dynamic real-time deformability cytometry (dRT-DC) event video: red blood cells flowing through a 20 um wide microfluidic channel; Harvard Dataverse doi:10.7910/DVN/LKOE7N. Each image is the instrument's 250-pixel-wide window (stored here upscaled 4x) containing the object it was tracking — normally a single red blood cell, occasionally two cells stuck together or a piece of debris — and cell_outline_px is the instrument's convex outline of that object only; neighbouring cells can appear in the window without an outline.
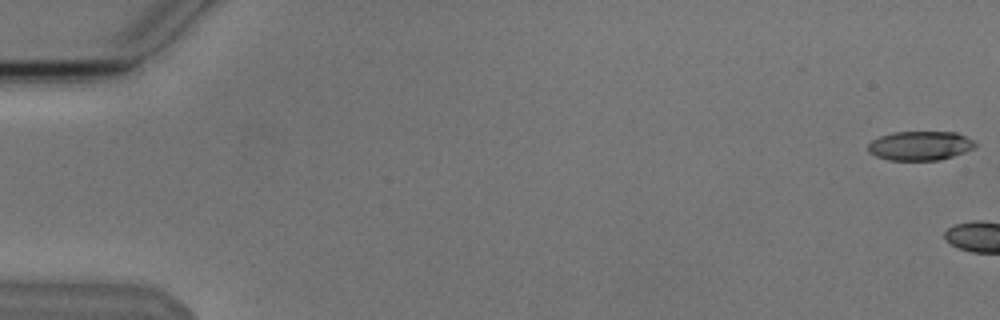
{"species": "Egyptian fruit bat (a non-hibernating species)", "species_latin": "Rousettus aegyptiacus", "temperature_condition": "cold", "stored_images_in_passage": 9, "camera_frame_rate_fps": 3000, "um_per_image_px": 0.085, "animal": {"sex": "male"}, "frame": {"image": 1, "passage_image": 1, "time_ms": 0.0, "image_size_px": [1000, 320], "cell_outline_px": [[976, 148], [940, 160], [888, 160], [876, 156], [868, 152], [868, 144], [872, 140], [880, 136], [892, 132], [956, 132], [976, 140]], "centroid_in_image_um": [78.23, 12.38], "position_along_channel_um": 6.8, "area_um2": 18.38}}
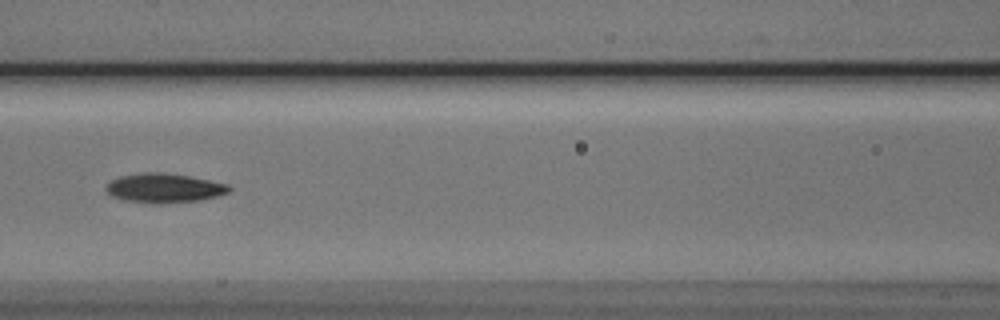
{"frame": {"image": 2, "passage_image": 9, "time_ms": 9.333, "image_size_px": [1000, 320], "cell_outline_px": [[232, 188], [228, 192], [204, 200], [160, 204], [152, 204], [124, 200], [112, 196], [104, 188], [104, 184], [120, 176], [144, 172], [160, 172], [188, 176], [228, 184]], "centroid_in_image_um": [13.92, 16.0], "position_along_channel_um": 152.7, "area_um2": 21.15}}